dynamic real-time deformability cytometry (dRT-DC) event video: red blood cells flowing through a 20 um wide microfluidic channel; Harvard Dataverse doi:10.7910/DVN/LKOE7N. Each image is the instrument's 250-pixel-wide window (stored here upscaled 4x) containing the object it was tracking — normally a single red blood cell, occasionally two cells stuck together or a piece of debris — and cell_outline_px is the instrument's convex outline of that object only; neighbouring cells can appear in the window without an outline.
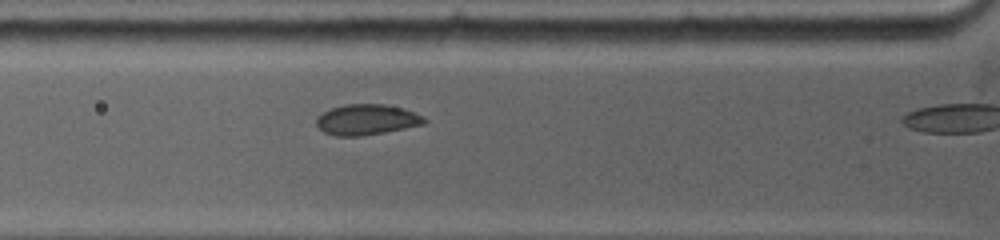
{"species": "common noctule bat (a hibernating species)", "species_latin": "Nyctalus noctula", "temperature_condition": "warm", "stored_images_in_passage": 4, "camera_frame_rate_fps": 5000, "um_per_image_px": 0.085, "animal": {"sex": "female", "body_mass_g": 19.0, "forearm_length_mm": 53.3}, "frame": {"image": 1, "passage_image": 3, "time_ms": 1.2, "image_size_px": [1000, 240], "cell_outline_px": [[428, 120], [424, 124], [384, 132], [360, 136], [336, 136], [324, 132], [316, 124], [316, 116], [332, 108], [348, 104], [384, 104], [404, 108], [424, 116]], "centroid_in_image_um": [31.18, 10.16], "position_along_channel_um": 94.6, "area_um2": 19.19}}